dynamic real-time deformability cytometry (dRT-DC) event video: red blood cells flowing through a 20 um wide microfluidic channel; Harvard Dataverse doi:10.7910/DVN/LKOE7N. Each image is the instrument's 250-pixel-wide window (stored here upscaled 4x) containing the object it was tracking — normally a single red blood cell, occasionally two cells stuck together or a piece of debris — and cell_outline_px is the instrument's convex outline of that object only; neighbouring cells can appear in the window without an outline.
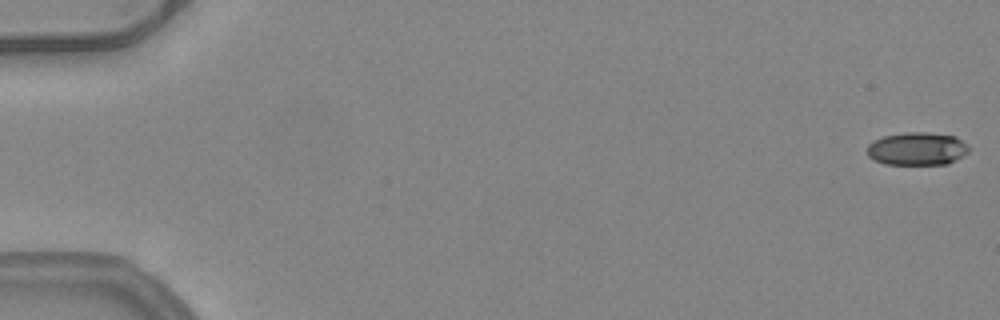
{"species": "common noctule bat (a hibernating species)", "species_latin": "Nyctalus noctula", "temperature_condition": "warm", "stored_images_in_passage": 52, "camera_frame_rate_fps": 3000, "um_per_image_px": 0.085, "animal": {"sex": "female", "body_mass_g": 24.6, "forearm_length_mm": 56.2}, "frame": {"image": 1, "passage_image": 1, "time_ms": 0.0, "image_size_px": [1000, 320], "cell_outline_px": [[968, 152], [948, 164], [884, 164], [868, 156], [868, 144], [884, 136], [904, 132], [928, 132], [956, 136], [968, 144]], "centroid_in_image_um": [77.98, 12.63], "position_along_channel_um": 7.0, "area_um2": 19.48}}
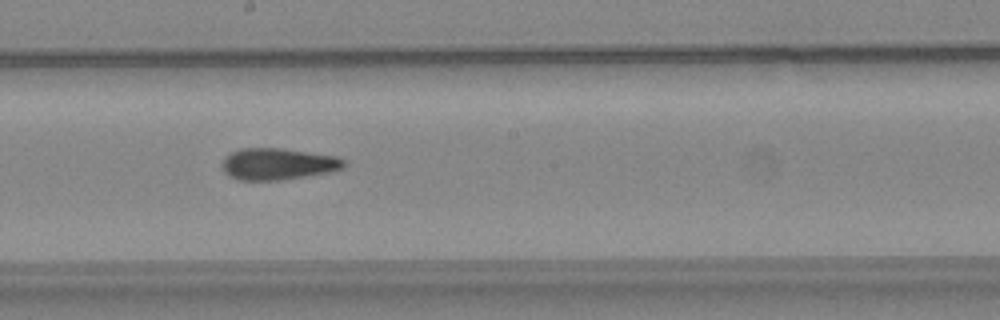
{"frame": {"image": 2, "passage_image": 30, "time_ms": 9.667, "image_size_px": [1000, 320], "cell_outline_px": [[348, 164], [344, 168], [332, 172], [280, 180], [236, 180], [228, 176], [224, 172], [220, 164], [224, 156], [240, 148], [280, 148], [336, 156], [344, 160]], "centroid_in_image_um": [23.6, 13.94], "position_along_channel_um": 224.6, "area_um2": 22.77}}
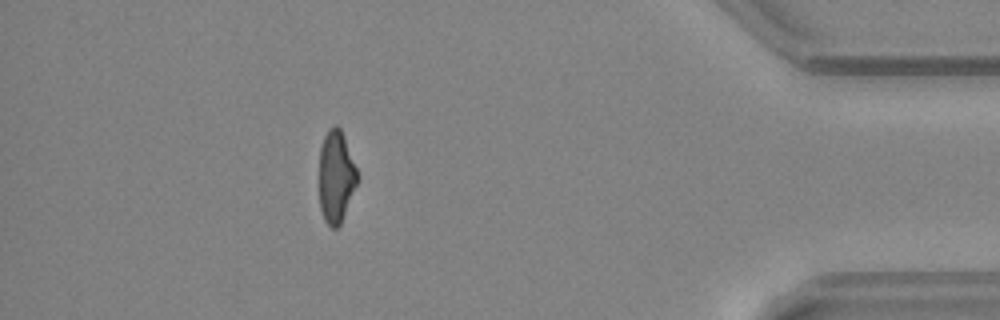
{"frame": {"image": 3, "passage_image": 47, "time_ms": 15.333, "image_size_px": [1000, 320], "cell_outline_px": [[360, 180], [340, 224], [336, 228], [332, 228], [324, 220], [320, 208], [320, 148], [324, 136], [328, 128], [332, 124], [336, 124], [340, 128], [344, 136], [360, 176]], "centroid_in_image_um": [28.59, 14.99], "position_along_channel_um": 406.6, "area_um2": 20.81}, "authors_computed_cell_mechanics": {"area_um2": 21.964, "velocity_mm_per_s": 4.0387, "shape_relaxation_time_tau1_ms": null, "shape_relaxation_time_tau2_ms": 2.9637, "deformation_change_tau1": null, "deformation_change_tau2": 0.1203}}